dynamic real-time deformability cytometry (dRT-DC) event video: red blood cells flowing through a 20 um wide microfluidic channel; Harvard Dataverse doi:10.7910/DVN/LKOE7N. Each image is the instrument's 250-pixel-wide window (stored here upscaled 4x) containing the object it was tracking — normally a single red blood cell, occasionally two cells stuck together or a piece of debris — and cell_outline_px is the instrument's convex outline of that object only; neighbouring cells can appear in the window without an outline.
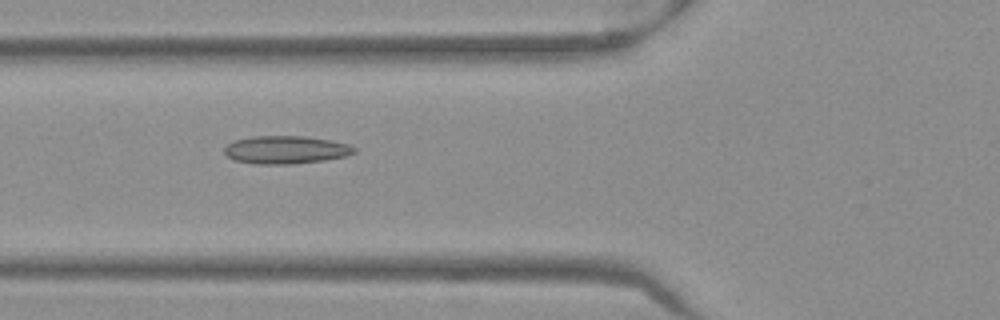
{"species": "Egyptian fruit bat (a non-hibernating species)", "species_latin": "Rousettus aegyptiacus", "temperature_condition": "warm", "stored_images_in_passage": 51, "camera_frame_rate_fps": 3000, "um_per_image_px": 0.085, "frame": {"image": 1, "passage_image": 19, "time_ms": 6.0, "image_size_px": [1000, 320], "cell_outline_px": [[356, 152], [348, 156], [324, 160], [292, 164], [256, 164], [232, 160], [224, 152], [224, 148], [228, 144], [236, 140], [252, 136], [304, 136], [332, 140], [348, 144], [356, 148]], "centroid_in_image_um": [24.31, 12.73], "position_along_channel_um": 101.5, "area_um2": 21.27}}
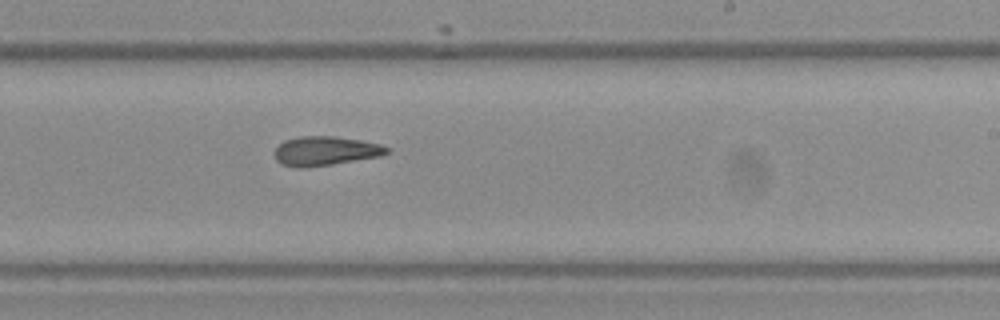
{"frame": {"image": 2, "passage_image": 31, "time_ms": 10.0, "image_size_px": [1000, 320], "cell_outline_px": [[388, 152], [380, 156], [308, 168], [296, 168], [280, 164], [276, 160], [272, 152], [284, 140], [300, 136], [336, 136], [360, 140], [380, 144], [388, 148]], "centroid_in_image_um": [27.59, 12.84], "position_along_channel_um": 261.4, "area_um2": 19.25}}
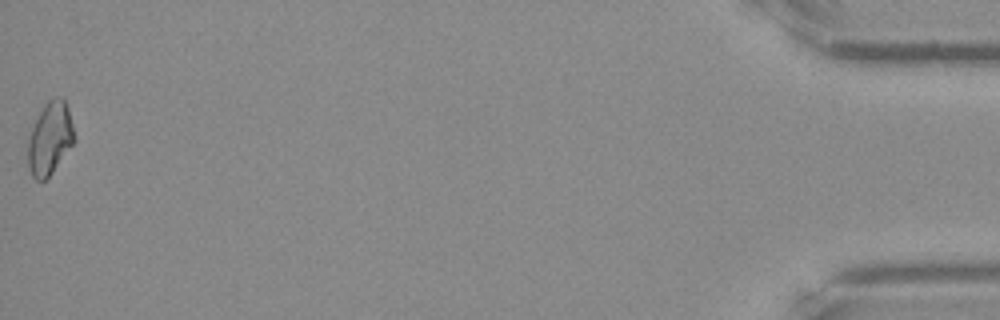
{"frame": {"image": 3, "passage_image": 51, "time_ms": 16.667, "image_size_px": [1000, 320], "cell_outline_px": [[76, 140], [52, 172], [44, 180], [36, 180], [32, 176], [28, 168], [28, 140], [32, 128], [44, 104], [48, 100], [56, 96], [64, 96], [68, 108], [76, 136]], "centroid_in_image_um": [4.26, 11.73], "position_along_channel_um": 430.9, "area_um2": 19.65}, "authors_computed_cell_mechanics": {"area_um2": 19.7098, "velocity_mm_per_s": 3.9823, "shape_relaxation_time_tau1_ms": null, "shape_relaxation_time_tau2_ms": 2.9095, "deformation_change_tau1": null, "deformation_change_tau2": 0.1014}}